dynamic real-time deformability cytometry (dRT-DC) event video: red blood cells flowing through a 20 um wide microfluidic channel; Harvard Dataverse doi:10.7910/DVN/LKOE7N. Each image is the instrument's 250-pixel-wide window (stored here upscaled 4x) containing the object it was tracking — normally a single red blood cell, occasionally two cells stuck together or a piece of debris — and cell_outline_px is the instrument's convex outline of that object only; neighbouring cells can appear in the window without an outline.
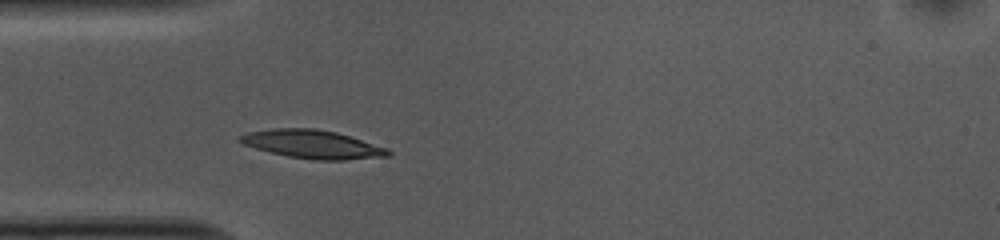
{"species": "common noctule bat (a hibernating species)", "species_latin": "Nyctalus noctula", "temperature_condition": "cold", "stored_images_in_passage": 43, "camera_frame_rate_fps": 3000, "um_per_image_px": 0.085, "animal": {"sex": "female", "body_mass_g": 10.0, "forearm_length_mm": 53.1}, "frame": {"image": 1, "passage_image": 8, "time_ms": 2.333, "image_size_px": [1000, 240], "cell_outline_px": [[392, 156], [344, 160], [312, 160], [288, 156], [256, 148], [244, 144], [236, 140], [240, 136], [248, 132], [276, 128], [316, 128], [336, 132], [388, 148], [392, 152]], "centroid_in_image_um": [26.6, 12.26], "position_along_channel_um": 58.4, "area_um2": 24.45}}
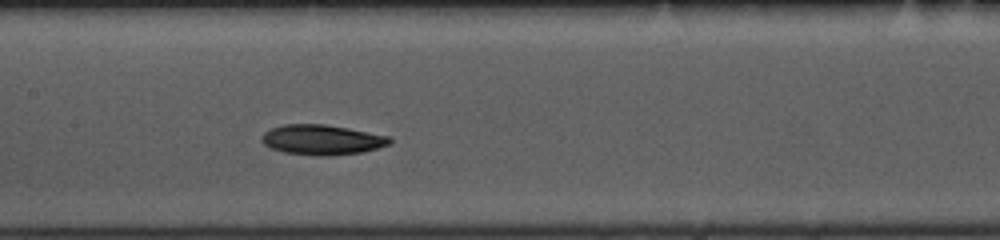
{"frame": {"image": 2, "passage_image": 18, "time_ms": 5.667, "image_size_px": [1000, 240], "cell_outline_px": [[392, 144], [364, 152], [332, 156], [316, 156], [284, 152], [272, 148], [264, 144], [260, 140], [260, 136], [264, 132], [272, 128], [284, 124], [324, 124], [348, 128], [392, 136]], "centroid_in_image_um": [27.41, 11.88], "position_along_channel_um": 180.0, "area_um2": 22.77}}
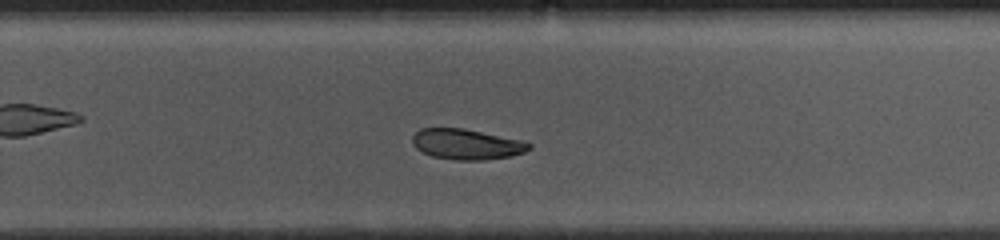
{"frame": {"image": 3, "passage_image": 27, "time_ms": 8.667, "image_size_px": [1000, 240], "cell_outline_px": [[532, 148], [524, 152], [508, 156], [480, 160], [456, 160], [432, 156], [416, 148], [412, 144], [412, 136], [420, 128], [464, 128], [520, 140], [532, 144]], "centroid_in_image_um": [39.63, 12.25], "position_along_channel_um": 290.2, "area_um2": 20.52}, "authors_computed_cell_mechanics": {"area_um2": 22.4842, "velocity_mm_per_s": 3.686, "shape_relaxation_time_tau1_ms": 2.448, "shape_relaxation_time_tau2_ms": null, "deformation_change_tau1": 0.1067, "deformation_change_tau2": null}}